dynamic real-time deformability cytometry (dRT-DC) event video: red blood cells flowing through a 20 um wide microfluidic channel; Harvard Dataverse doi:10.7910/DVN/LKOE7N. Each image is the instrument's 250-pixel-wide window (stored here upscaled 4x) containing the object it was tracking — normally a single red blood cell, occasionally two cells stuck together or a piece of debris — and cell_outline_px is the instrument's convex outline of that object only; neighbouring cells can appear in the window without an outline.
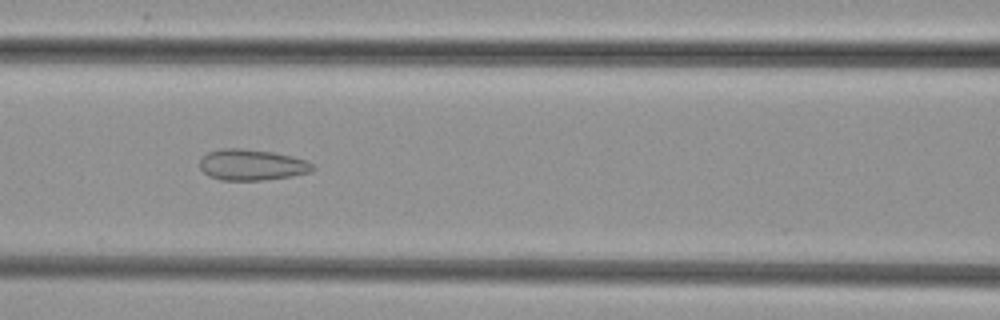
{"species": "common noctule bat (a hibernating species)", "species_latin": "Nyctalus noctula", "temperature_condition": "cold", "stored_images_in_passage": 35, "camera_frame_rate_fps": 3000, "um_per_image_px": 0.085, "animal": {"sex": "female", "body_mass_g": 29.2, "forearm_length_mm": 56.3}, "frame": {"image": 1, "passage_image": 8, "time_ms": 2.333, "image_size_px": [1000, 320], "cell_outline_px": [[316, 168], [312, 172], [292, 176], [264, 180], [220, 180], [208, 176], [200, 168], [200, 160], [208, 152], [224, 148], [240, 148], [272, 152], [292, 156], [304, 160], [312, 164]], "centroid_in_image_um": [21.41, 14.02], "position_along_channel_um": 145.2, "area_um2": 20.4}}
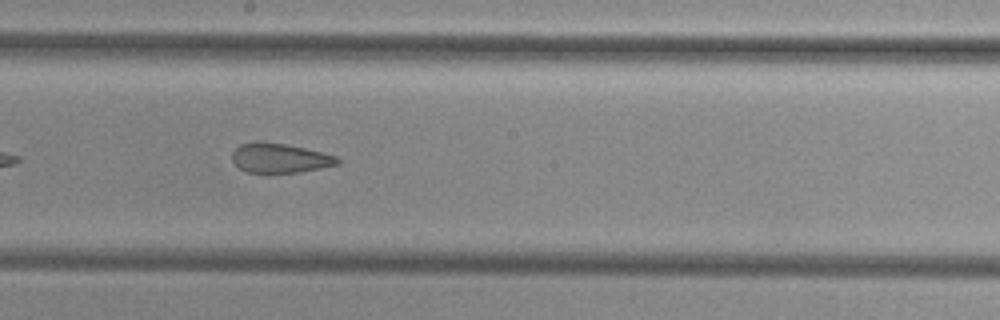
{"frame": {"image": 2, "passage_image": 14, "time_ms": 4.333, "image_size_px": [1000, 320], "cell_outline_px": [[340, 164], [300, 172], [248, 172], [240, 168], [232, 160], [232, 152], [240, 144], [256, 140], [260, 140], [284, 144], [304, 148], [336, 156], [340, 160]], "centroid_in_image_um": [23.76, 13.42], "position_along_channel_um": 224.4, "area_um2": 18.03}}
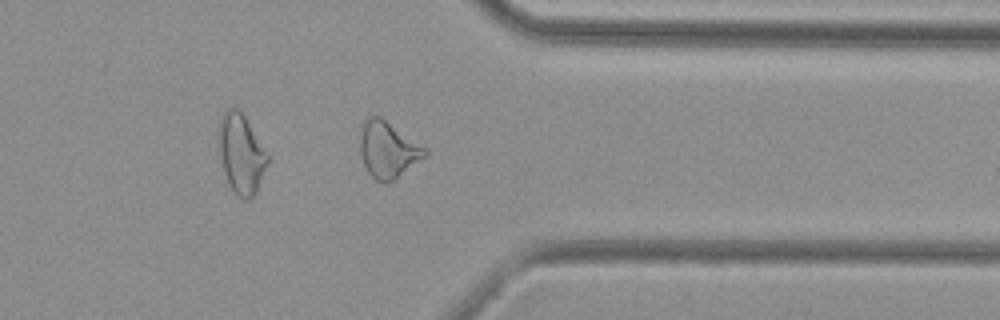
{"frame": {"image": 3, "passage_image": 26, "time_ms": 8.333, "image_size_px": [1000, 320], "cell_outline_px": [[428, 156], [388, 184], [384, 184], [376, 180], [368, 172], [364, 164], [360, 152], [360, 136], [364, 120], [368, 116], [380, 116], [428, 148]], "centroid_in_image_um": [33.01, 12.73], "position_along_channel_um": 378.4, "area_um2": 21.62}}